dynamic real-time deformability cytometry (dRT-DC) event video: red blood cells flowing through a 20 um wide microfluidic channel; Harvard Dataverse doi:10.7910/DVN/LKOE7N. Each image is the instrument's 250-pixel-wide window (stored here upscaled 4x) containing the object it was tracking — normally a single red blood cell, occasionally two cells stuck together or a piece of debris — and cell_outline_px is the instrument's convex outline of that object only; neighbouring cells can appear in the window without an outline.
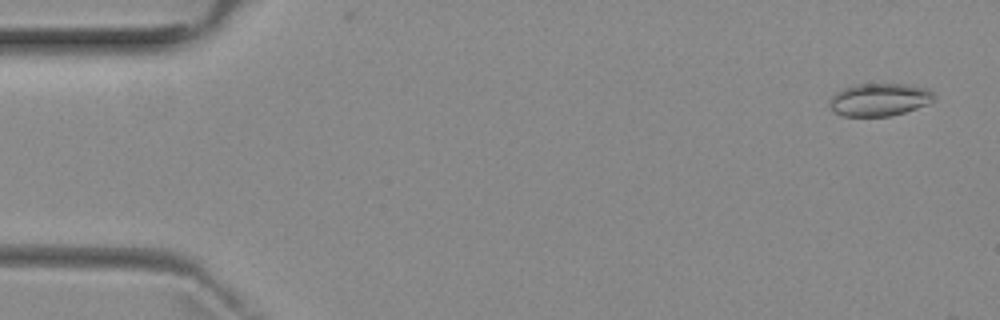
{"species": "common noctule bat (a hibernating species)", "species_latin": "Nyctalus noctula", "temperature_condition": "room temperature", "stored_images_in_passage": 6, "camera_frame_rate_fps": 3000, "um_per_image_px": 0.085, "animal": {"sex": "female", "body_mass_g": 29.2, "forearm_length_mm": 56.3}, "frame": {"image": 1, "passage_image": 1, "time_ms": 0.0, "image_size_px": [1000, 320], "cell_outline_px": [[936, 96], [928, 104], [904, 112], [888, 116], [844, 116], [836, 112], [828, 104], [828, 100], [836, 92], [844, 88], [856, 84], [904, 84], [928, 88]], "centroid_in_image_um": [74.74, 8.46], "position_along_channel_um": 10.3, "area_um2": 19.83}}